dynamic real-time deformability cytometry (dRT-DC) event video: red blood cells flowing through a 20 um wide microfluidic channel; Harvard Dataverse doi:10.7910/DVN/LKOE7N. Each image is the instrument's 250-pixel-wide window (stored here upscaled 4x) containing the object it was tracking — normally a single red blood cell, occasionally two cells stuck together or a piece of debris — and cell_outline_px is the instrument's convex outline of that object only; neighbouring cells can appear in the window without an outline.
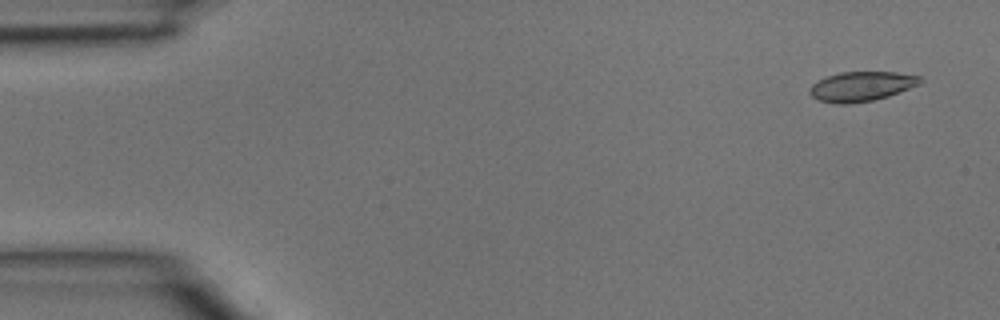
{"species": "common noctule bat (a hibernating species)", "species_latin": "Nyctalus noctula", "temperature_condition": "room temperature", "stored_images_in_passage": 5, "camera_frame_rate_fps": 3000, "um_per_image_px": 0.085, "animal": {"sex": "male", "body_mass_g": 15.6}, "frame": {"image": 1, "passage_image": 1, "time_ms": 0.0, "image_size_px": [1000, 320], "cell_outline_px": [[924, 80], [920, 84], [888, 96], [872, 100], [848, 104], [836, 104], [820, 100], [812, 96], [808, 92], [812, 84], [828, 76], [840, 72], [896, 72], [920, 76]], "centroid_in_image_um": [73.24, 7.34], "position_along_channel_um": 11.8, "area_um2": 18.96}}
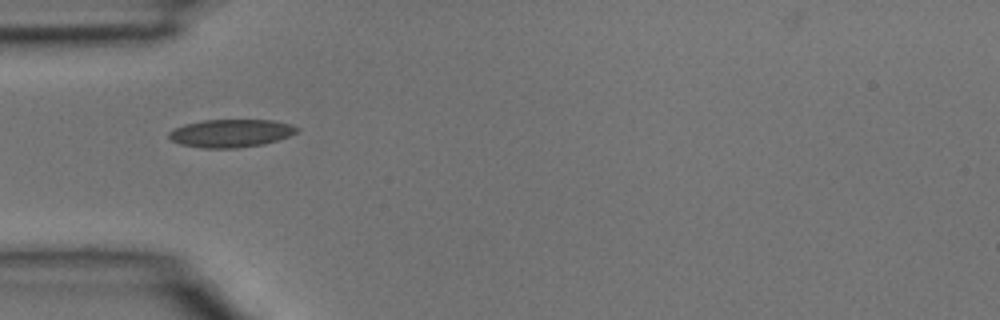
{"frame": {"image": 2, "passage_image": 4, "time_ms": 1.0, "image_size_px": [1000, 320], "cell_outline_px": [[300, 128], [296, 132], [288, 136], [264, 144], [236, 148], [204, 148], [180, 144], [172, 140], [168, 136], [168, 132], [184, 124], [204, 120], [272, 120], [292, 124]], "centroid_in_image_um": [19.63, 11.32], "position_along_channel_um": 65.4, "area_um2": 20.75}}